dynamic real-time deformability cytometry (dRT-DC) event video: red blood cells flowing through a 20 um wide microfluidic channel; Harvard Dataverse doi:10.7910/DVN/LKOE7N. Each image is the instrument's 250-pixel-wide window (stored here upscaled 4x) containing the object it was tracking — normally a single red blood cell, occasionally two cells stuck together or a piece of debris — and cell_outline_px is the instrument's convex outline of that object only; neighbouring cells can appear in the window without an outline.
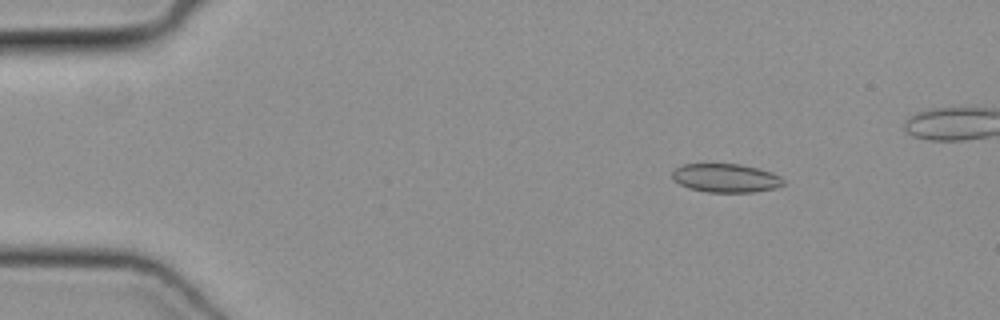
{"species": "common noctule bat (a hibernating species)", "species_latin": "Nyctalus noctula", "temperature_condition": "cold", "stored_images_in_passage": 46, "camera_frame_rate_fps": 3000, "um_per_image_px": 0.085, "animal": {"sex": "female", "body_mass_g": 19.3, "forearm_length_mm": 54.1}, "frame": {"image": 1, "passage_image": 7, "time_ms": 2.0, "image_size_px": [1000, 320], "cell_outline_px": [[784, 184], [776, 188], [756, 192], [708, 192], [688, 188], [680, 184], [672, 176], [672, 172], [676, 168], [684, 164], [740, 164], [772, 172], [780, 176], [784, 180]], "centroid_in_image_um": [61.72, 15.14], "position_along_channel_um": 23.3, "area_um2": 18.5}}
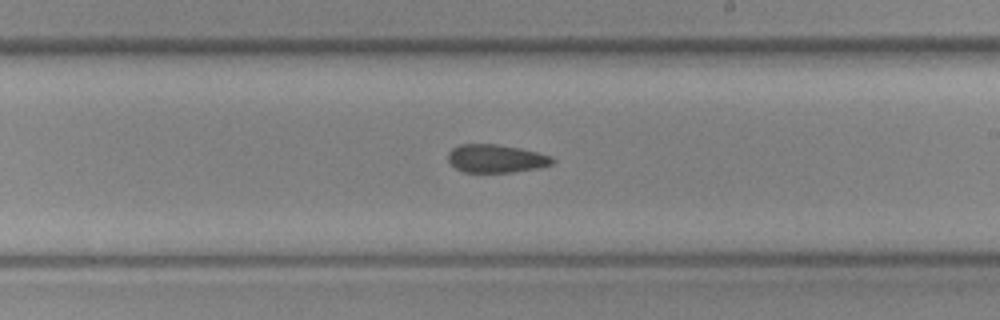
{"frame": {"image": 2, "passage_image": 29, "time_ms": 9.333, "image_size_px": [1000, 320], "cell_outline_px": [[556, 160], [552, 164], [540, 168], [512, 172], [464, 172], [456, 168], [448, 160], [448, 152], [452, 148], [460, 144], [496, 144], [520, 148], [552, 156]], "centroid_in_image_um": [42.18, 13.48], "position_along_channel_um": 246.8, "area_um2": 17.17}}
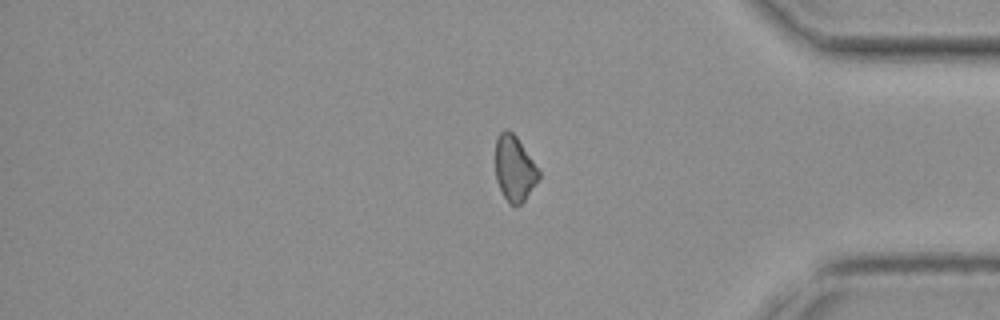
{"frame": {"image": 3, "passage_image": 41, "time_ms": 13.333, "image_size_px": [1000, 320], "cell_outline_px": [[540, 180], [524, 200], [520, 204], [508, 204], [496, 180], [496, 136], [504, 128], [512, 132], [516, 136], [540, 172]], "centroid_in_image_um": [43.73, 14.32], "position_along_channel_um": 391.5, "area_um2": 16.42}}